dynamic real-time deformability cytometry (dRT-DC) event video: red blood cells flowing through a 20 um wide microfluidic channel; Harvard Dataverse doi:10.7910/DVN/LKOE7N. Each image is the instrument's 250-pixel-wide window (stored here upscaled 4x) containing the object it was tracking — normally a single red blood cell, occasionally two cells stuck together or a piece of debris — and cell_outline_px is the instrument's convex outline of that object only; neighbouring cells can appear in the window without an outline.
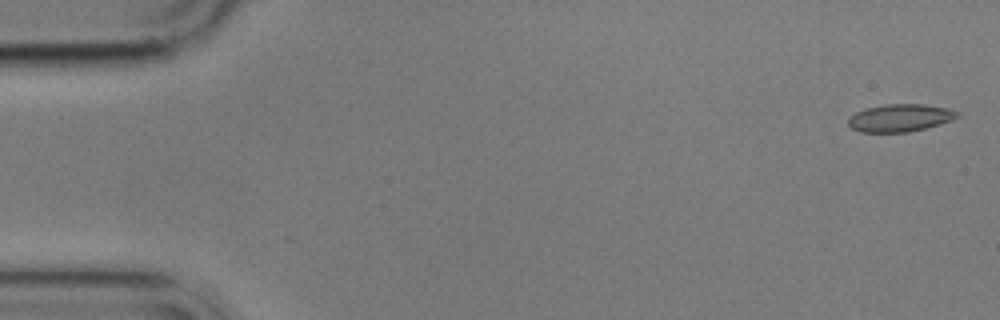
{"species": "common noctule bat (a hibernating species)", "species_latin": "Nyctalus noctula", "temperature_condition": "cold", "stored_images_in_passage": 55, "camera_frame_rate_fps": 3000, "um_per_image_px": 0.085, "animal": {"sex": "male", "body_mass_g": 17.9}, "frame": {"image": 1, "passage_image": 1, "time_ms": 0.0, "image_size_px": [1000, 320], "cell_outline_px": [[960, 116], [952, 120], [940, 124], [908, 132], [860, 132], [852, 128], [848, 124], [848, 120], [856, 112], [864, 108], [884, 104], [924, 104], [948, 108], [960, 112]], "centroid_in_image_um": [76.53, 10.01], "position_along_channel_um": 8.5, "area_um2": 17.57}}
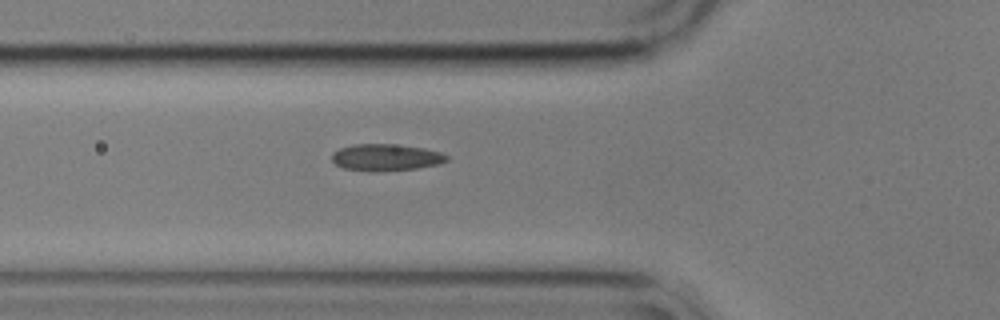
{"frame": {"image": 2, "passage_image": 19, "time_ms": 6.0, "image_size_px": [1000, 320], "cell_outline_px": [[448, 160], [440, 164], [416, 168], [344, 168], [336, 164], [332, 160], [332, 152], [340, 148], [356, 144], [392, 144], [424, 148], [440, 152], [448, 156]], "centroid_in_image_um": [32.84, 13.32], "position_along_channel_um": 93.0, "area_um2": 16.82}}
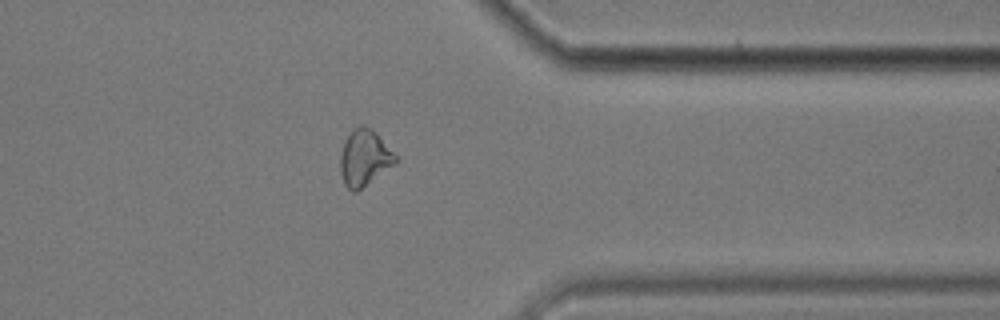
{"frame": {"image": 3, "passage_image": 44, "time_ms": 14.333, "image_size_px": [1000, 320], "cell_outline_px": [[400, 160], [396, 164], [356, 192], [352, 192], [344, 184], [340, 172], [340, 156], [344, 144], [348, 136], [360, 124], [372, 128], [376, 132]], "centroid_in_image_um": [31.0, 13.44], "position_along_channel_um": 380.4, "area_um2": 18.03}, "authors_computed_cell_mechanics": {"area_um2": 17.7446, "velocity_mm_per_s": 3.5476, "shape_relaxation_time_tau1_ms": 3.7823, "shape_relaxation_time_tau2_ms": 4.7799, "deformation_change_tau1": 0.1048, "deformation_change_tau2": 0.0945}}